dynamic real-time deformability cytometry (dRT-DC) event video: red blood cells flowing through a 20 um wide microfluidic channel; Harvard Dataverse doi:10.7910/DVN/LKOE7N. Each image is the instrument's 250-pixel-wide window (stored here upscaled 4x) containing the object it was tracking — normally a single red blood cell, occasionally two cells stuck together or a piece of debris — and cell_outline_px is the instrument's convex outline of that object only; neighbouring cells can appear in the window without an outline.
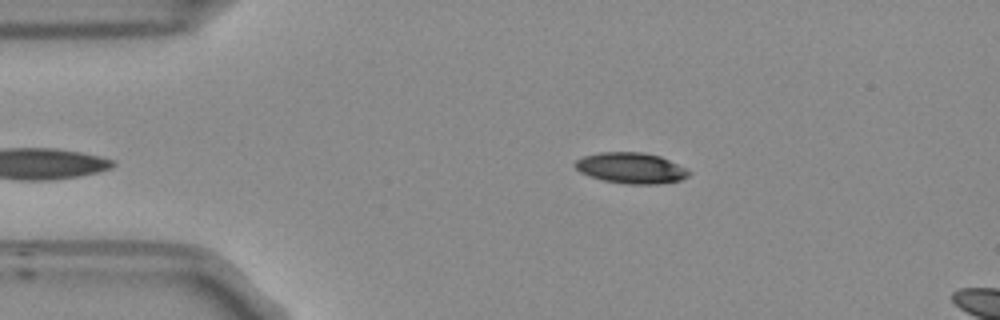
{"species": "Egyptian fruit bat (a non-hibernating species)", "species_latin": "Rousettus aegyptiacus", "temperature_condition": "room temperature", "stored_images_in_passage": 7, "camera_frame_rate_fps": 3000, "um_per_image_px": 0.085, "frame": {"image": 1, "passage_image": 2, "time_ms": 0.333, "image_size_px": [1000, 320], "cell_outline_px": [[692, 172], [688, 176], [680, 180], [656, 184], [628, 184], [604, 180], [580, 172], [572, 164], [576, 160], [584, 156], [600, 152], [644, 152], [660, 156]], "centroid_in_image_um": [53.62, 14.27], "position_along_channel_um": 31.4, "area_um2": 20.23}}